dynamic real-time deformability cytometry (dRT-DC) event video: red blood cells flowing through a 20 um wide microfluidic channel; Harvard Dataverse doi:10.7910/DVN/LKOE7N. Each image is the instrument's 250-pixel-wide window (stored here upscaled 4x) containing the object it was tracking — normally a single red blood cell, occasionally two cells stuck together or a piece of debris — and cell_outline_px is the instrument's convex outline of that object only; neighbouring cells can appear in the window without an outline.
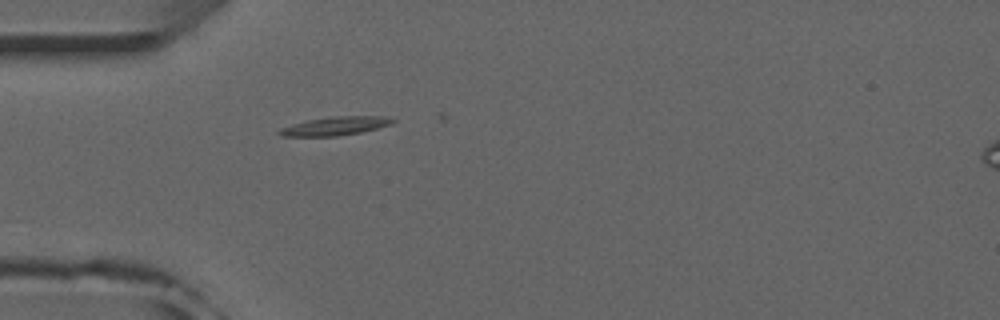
{"species": "common noctule bat (a hibernating species)", "species_latin": "Nyctalus noctula", "temperature_condition": "room temperature", "stored_images_in_passage": 17, "camera_frame_rate_fps": 3000, "um_per_image_px": 0.085, "animal": {"sex": "male", "forearm_length_mm": 52.5}, "frame": {"image": 1, "passage_image": 1, "time_ms": 0.0, "image_size_px": [1000, 320], "cell_outline_px": [[396, 120], [392, 124], [360, 132], [336, 136], [284, 136], [276, 132], [280, 128], [292, 124], [308, 120], [332, 116], [384, 116]], "centroid_in_image_um": [28.48, 10.7], "position_along_channel_um": 56.5, "area_um2": 12.14}}
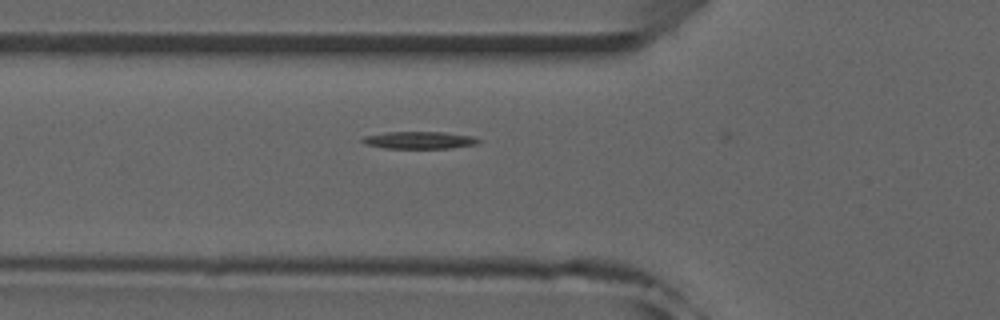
{"frame": {"image": 2, "passage_image": 4, "time_ms": 1.0, "image_size_px": [1000, 320], "cell_outline_px": [[480, 140], [476, 144], [452, 148], [384, 148], [368, 144], [360, 140], [364, 136], [388, 132], [444, 132], [472, 136]], "centroid_in_image_um": [35.65, 11.91], "position_along_channel_um": 90.1, "area_um2": 11.5}}
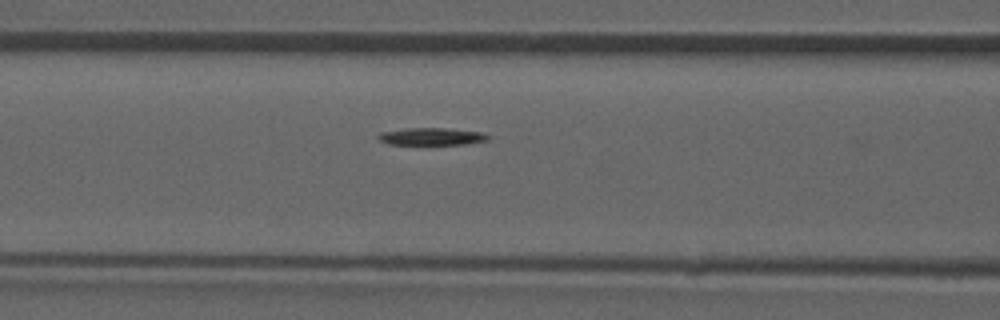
{"frame": {"image": 3, "passage_image": 7, "time_ms": 2.0, "image_size_px": [1000, 320], "cell_outline_px": [[488, 140], [464, 144], [388, 144], [380, 140], [376, 136], [380, 132], [404, 128], [444, 128], [484, 132], [488, 136]], "centroid_in_image_um": [36.65, 11.59], "position_along_channel_um": 129.9, "area_um2": 11.04}}